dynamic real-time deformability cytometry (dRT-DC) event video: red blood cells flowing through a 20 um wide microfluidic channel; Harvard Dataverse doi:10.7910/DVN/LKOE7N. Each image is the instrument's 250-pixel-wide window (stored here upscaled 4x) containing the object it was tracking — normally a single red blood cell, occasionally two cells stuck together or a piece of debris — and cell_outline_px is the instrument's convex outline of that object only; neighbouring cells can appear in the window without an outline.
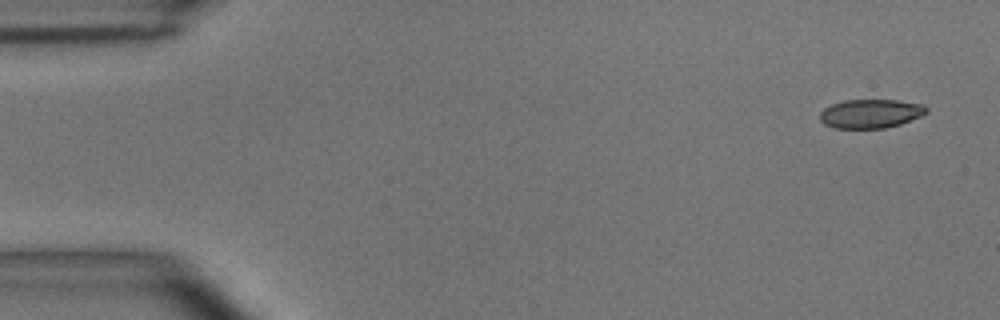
{"species": "common noctule bat (a hibernating species)", "species_latin": "Nyctalus noctula", "temperature_condition": "room temperature", "stored_images_in_passage": 4, "camera_frame_rate_fps": 3000, "um_per_image_px": 0.085, "animal": {"sex": "male", "body_mass_g": 15.6}, "frame": {"image": 1, "passage_image": 1, "time_ms": 0.0, "image_size_px": [1000, 320], "cell_outline_px": [[928, 112], [920, 116], [900, 124], [884, 128], [836, 128], [824, 124], [820, 120], [820, 112], [824, 108], [832, 104], [844, 100], [896, 100], [924, 104], [928, 108]], "centroid_in_image_um": [74.01, 9.65], "position_along_channel_um": 11.0, "area_um2": 17.92}}
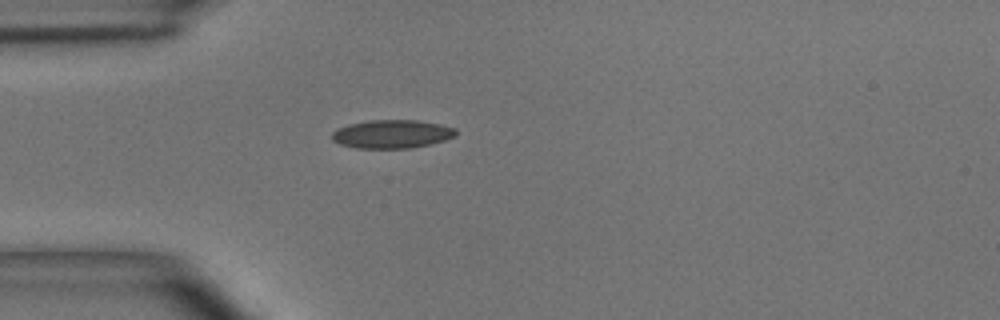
{"frame": {"image": 2, "passage_image": 4, "time_ms": 1.0, "image_size_px": [1000, 320], "cell_outline_px": [[456, 132], [452, 136], [444, 140], [428, 144], [408, 148], [356, 148], [340, 144], [332, 140], [332, 132], [348, 124], [368, 120], [416, 120], [440, 124], [456, 128]], "centroid_in_image_um": [33.28, 11.38], "position_along_channel_um": 51.7, "area_um2": 20.29}}